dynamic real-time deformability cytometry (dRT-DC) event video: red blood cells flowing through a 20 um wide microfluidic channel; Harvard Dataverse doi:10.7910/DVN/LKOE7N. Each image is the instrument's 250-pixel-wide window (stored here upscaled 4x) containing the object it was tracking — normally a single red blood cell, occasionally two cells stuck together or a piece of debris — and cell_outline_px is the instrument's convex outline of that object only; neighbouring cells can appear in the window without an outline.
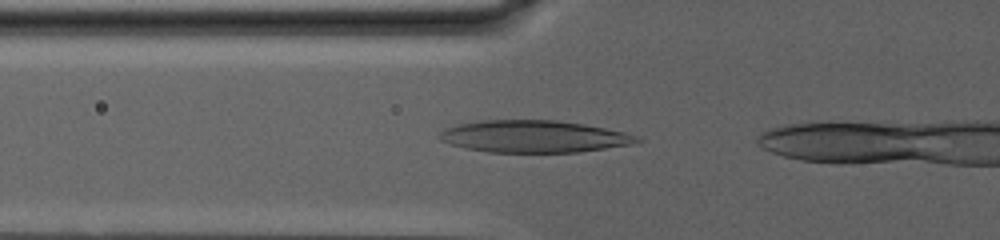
{"species": "human", "species_latin": "Homo sapiens", "temperature_condition": "warm", "stored_images_in_passage": 8, "camera_frame_rate_fps": 3000, "um_per_image_px": 0.085, "donor": {"sex": "male"}, "frame": {"image": 1, "passage_image": 6, "time_ms": 1.667, "image_size_px": [1000, 240], "cell_outline_px": [[644, 140], [632, 144], [580, 152], [488, 152], [468, 148], [452, 144], [440, 140], [436, 136], [444, 128], [460, 124], [480, 120], [556, 120], [584, 124], [624, 132], [636, 136]], "centroid_in_image_um": [45.37, 11.6], "position_along_channel_um": 80.4, "area_um2": 36.82}}